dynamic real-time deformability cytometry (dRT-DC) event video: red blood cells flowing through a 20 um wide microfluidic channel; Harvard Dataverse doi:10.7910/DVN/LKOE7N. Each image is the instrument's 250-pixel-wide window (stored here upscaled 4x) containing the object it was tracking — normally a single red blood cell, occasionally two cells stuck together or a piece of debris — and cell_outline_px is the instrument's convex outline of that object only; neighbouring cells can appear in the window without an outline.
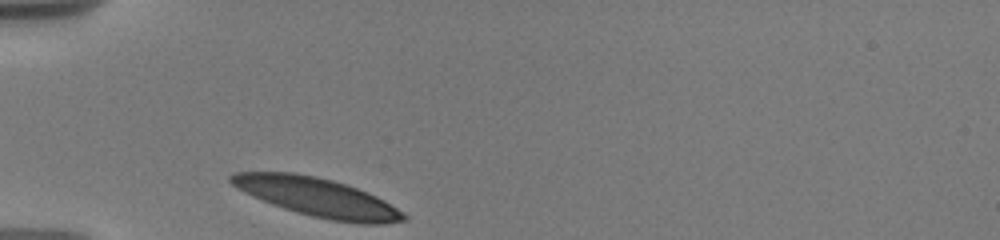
{"species": "human", "species_latin": "Homo sapiens", "temperature_condition": "warm", "stored_images_in_passage": 16, "camera_frame_rate_fps": 3000, "um_per_image_px": 0.085, "donor": {"sex": "male"}, "frame": {"image": 1, "passage_image": 1, "time_ms": 0.0, "image_size_px": [1000, 240], "cell_outline_px": [[408, 220], [384, 224], [360, 224], [332, 220], [312, 216], [296, 212], [272, 204], [252, 196], [236, 188], [228, 180], [228, 176], [232, 172], [296, 172], [316, 176], [332, 180], [368, 192], [384, 200], [404, 212], [408, 216]], "centroid_in_image_um": [26.98, 16.76], "position_along_channel_um": 58.0, "area_um2": 39.02}}
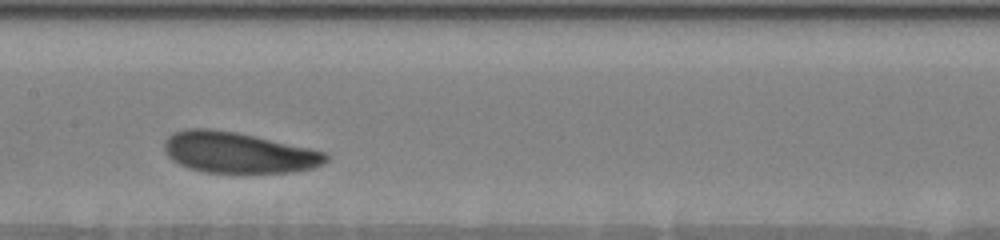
{"frame": {"image": 2, "passage_image": 5, "time_ms": 4.0, "image_size_px": [1000, 240], "cell_outline_px": [[328, 160], [312, 168], [288, 172], [204, 172], [188, 168], [172, 160], [164, 152], [164, 140], [168, 136], [176, 132], [188, 128], [208, 128], [236, 132], [328, 152]], "centroid_in_image_um": [20.22, 12.96], "position_along_channel_um": 187.2, "area_um2": 38.26}}
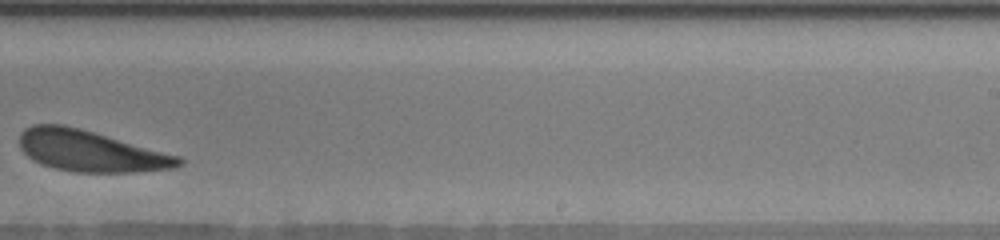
{"frame": {"image": 3, "passage_image": 10, "time_ms": 6.667, "image_size_px": [1000, 240], "cell_outline_px": [[184, 164], [176, 168], [136, 172], [72, 172], [40, 164], [32, 160], [20, 148], [20, 132], [24, 128], [32, 124], [64, 124], [180, 156], [184, 160]], "centroid_in_image_um": [7.69, 12.84], "position_along_channel_um": 281.3, "area_um2": 38.21}, "authors_computed_cell_mechanics": {"area_um2": 38.3792, "velocity_mm_per_s": 3.5451, "shape_relaxation_time_tau1_ms": 1.2822, "shape_relaxation_time_tau2_ms": 2.398, "deformation_change_tau1": 0.0635, "deformation_change_tau2": 0.0994}}